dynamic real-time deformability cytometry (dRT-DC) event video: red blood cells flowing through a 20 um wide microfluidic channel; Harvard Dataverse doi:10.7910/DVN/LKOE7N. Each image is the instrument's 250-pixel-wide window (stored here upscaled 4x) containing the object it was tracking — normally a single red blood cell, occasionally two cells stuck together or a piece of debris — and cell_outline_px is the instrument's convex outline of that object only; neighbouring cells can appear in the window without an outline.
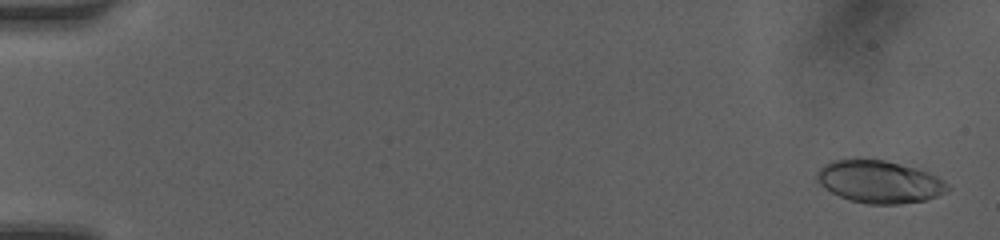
{"species": "human", "species_latin": "Homo sapiens", "temperature_condition": "room temperature", "stored_images_in_passage": 50, "camera_frame_rate_fps": 3000, "um_per_image_px": 0.085, "donor": {"sex": "female"}, "frame": {"image": 1, "passage_image": 2, "time_ms": 0.333, "image_size_px": [1000, 240], "cell_outline_px": [[952, 188], [948, 192], [924, 200], [896, 204], [868, 204], [848, 200], [832, 192], [820, 184], [816, 180], [816, 172], [824, 164], [832, 160], [852, 156], [860, 156], [884, 160], [928, 172], [944, 180]], "centroid_in_image_um": [74.7, 15.41], "position_along_channel_um": 10.3, "area_um2": 32.95}}
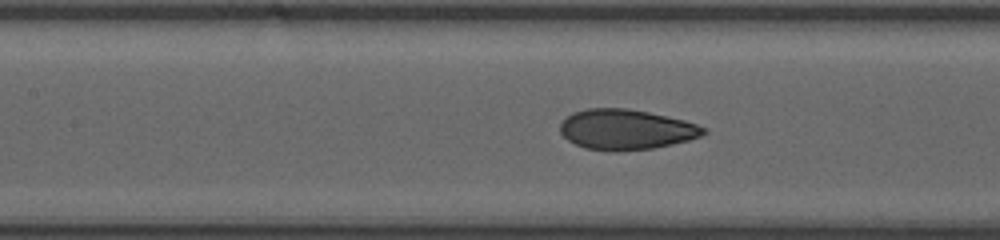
{"frame": {"image": 2, "passage_image": 24, "time_ms": 7.667, "image_size_px": [1000, 240], "cell_outline_px": [[708, 132], [700, 136], [688, 140], [672, 144], [652, 148], [616, 152], [584, 148], [568, 140], [560, 132], [560, 124], [572, 112], [588, 108], [628, 108], [648, 112], [684, 120], [708, 128]], "centroid_in_image_um": [53.22, 11.01], "position_along_channel_um": 154.2, "area_um2": 33.7}}
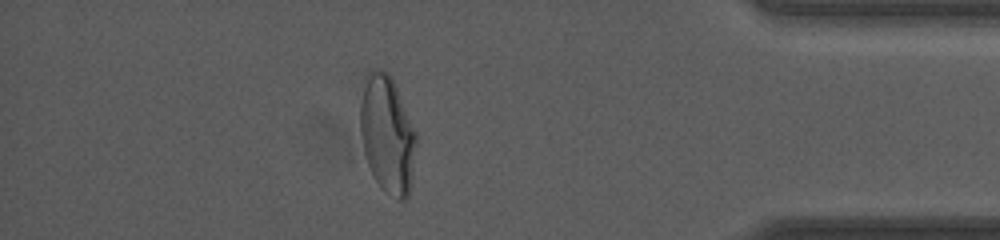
{"frame": {"image": 3, "passage_image": 44, "time_ms": 14.333, "image_size_px": [1000, 240], "cell_outline_px": [[416, 140], [412, 184], [408, 196], [404, 200], [400, 200], [384, 192], [380, 188], [372, 176], [364, 152], [360, 136], [360, 104], [364, 76], [368, 72], [380, 68], [388, 72], [392, 76], [416, 132]], "centroid_in_image_um": [32.91, 11.42], "position_along_channel_um": 402.3, "area_um2": 38.96}, "authors_computed_cell_mechanics": {"area_um2": 33.3506, "velocity_mm_per_s": 4.2137, "shape_relaxation_time_tau1_ms": 6.4127, "shape_relaxation_time_tau2_ms": 0.7176, "deformation_change_tau1": 0.1982, "deformation_change_tau2": 0.0574}}